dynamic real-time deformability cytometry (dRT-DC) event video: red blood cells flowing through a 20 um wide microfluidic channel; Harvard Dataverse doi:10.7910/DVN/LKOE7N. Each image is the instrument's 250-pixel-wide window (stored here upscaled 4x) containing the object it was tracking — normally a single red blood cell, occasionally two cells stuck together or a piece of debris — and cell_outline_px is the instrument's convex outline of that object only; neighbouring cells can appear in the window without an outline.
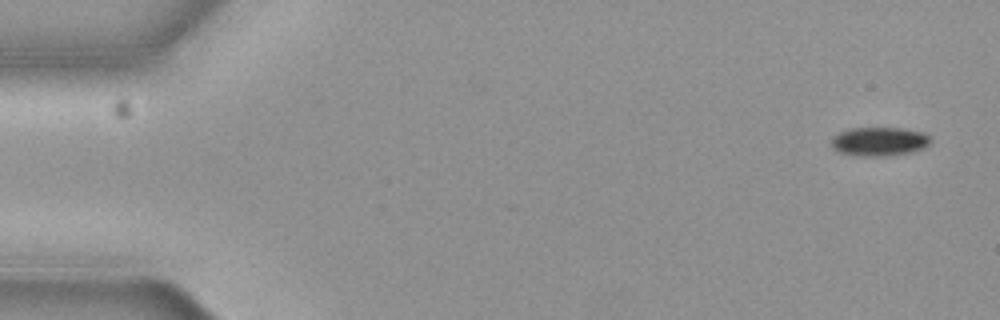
{"species": "common noctule bat (a hibernating species)", "species_latin": "Nyctalus noctula", "temperature_condition": "cold", "stored_images_in_passage": 5, "segment_of_instrument_passage": [2, 2], "camera_frame_rate_fps": 3000, "um_per_image_px": 0.085, "animal": {"sex": "female", "body_mass_g": 19.3, "forearm_length_mm": 54.1}, "frame": {"image": 1, "passage_image": 5, "time_ms": 1.333, "image_size_px": [1000, 320], "cell_outline_px": [[928, 144], [924, 148], [912, 152], [888, 156], [864, 156], [840, 152], [832, 148], [832, 136], [848, 128], [900, 128], [924, 132], [928, 136]], "centroid_in_image_um": [74.72, 12.02], "position_along_channel_um": 10.3, "area_um2": 16.59}}